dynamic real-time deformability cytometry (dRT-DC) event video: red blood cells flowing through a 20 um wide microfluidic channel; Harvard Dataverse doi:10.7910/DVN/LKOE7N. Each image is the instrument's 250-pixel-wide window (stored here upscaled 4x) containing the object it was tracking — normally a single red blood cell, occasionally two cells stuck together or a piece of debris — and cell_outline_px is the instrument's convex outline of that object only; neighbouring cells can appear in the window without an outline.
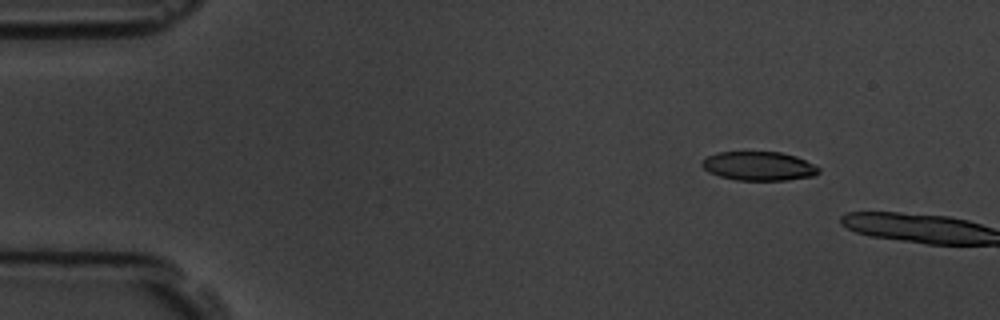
{"species": "common noctule bat (a hibernating species)", "species_latin": "Nyctalus noctula", "temperature_condition": "room temperature", "stored_images_in_passage": 3, "camera_frame_rate_fps": 3000, "um_per_image_px": 0.085, "animal": {"sex": "male", "body_mass_g": 19.5, "forearm_length_mm": 54.6}, "frame": {"image": 1, "passage_image": 2, "time_ms": 1.0, "image_size_px": [1000, 320], "cell_outline_px": [[820, 172], [812, 176], [788, 180], [736, 180], [720, 176], [708, 172], [700, 164], [708, 156], [716, 152], [780, 152], [796, 156], [820, 168]], "centroid_in_image_um": [64.49, 14.12], "position_along_channel_um": 20.5, "area_um2": 19.59}}